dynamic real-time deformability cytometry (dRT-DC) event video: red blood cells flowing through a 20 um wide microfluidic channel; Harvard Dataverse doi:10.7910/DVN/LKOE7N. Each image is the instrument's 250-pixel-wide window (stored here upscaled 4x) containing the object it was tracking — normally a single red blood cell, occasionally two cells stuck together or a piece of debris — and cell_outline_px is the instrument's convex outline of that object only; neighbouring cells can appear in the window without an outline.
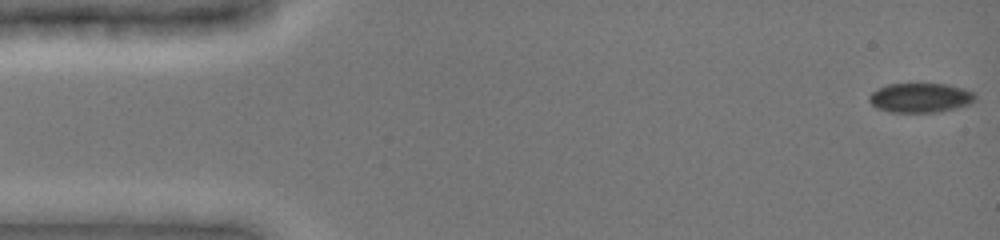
{"species": "common noctule bat (a hibernating species)", "species_latin": "Nyctalus noctula", "temperature_condition": "cold", "stored_images_in_passage": 48, "camera_frame_rate_fps": 3000, "um_per_image_px": 0.085, "animal": {"sex": "female", "body_mass_g": 19.0, "forearm_length_mm": 51.5}, "frame": {"image": 1, "passage_image": 1, "time_ms": 0.0, "image_size_px": [1000, 240], "cell_outline_px": [[976, 100], [968, 104], [956, 108], [940, 112], [892, 112], [876, 108], [868, 100], [868, 96], [872, 92], [888, 84], [948, 84], [964, 88], [976, 92]], "centroid_in_image_um": [78.27, 8.31], "position_along_channel_um": 6.7, "area_um2": 18.32}}
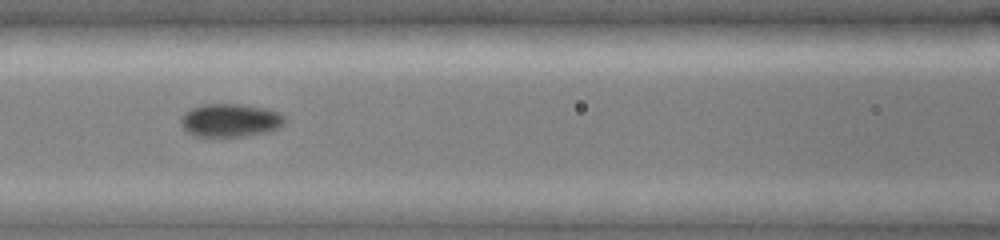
{"frame": {"image": 2, "passage_image": 21, "time_ms": 6.667, "image_size_px": [1000, 240], "cell_outline_px": [[288, 120], [284, 124], [276, 128], [264, 132], [244, 136], [196, 136], [188, 132], [180, 124], [180, 120], [184, 112], [200, 104], [240, 104], [264, 108], [280, 112]], "centroid_in_image_um": [19.57, 10.21], "position_along_channel_um": 147.0, "area_um2": 20.06}}
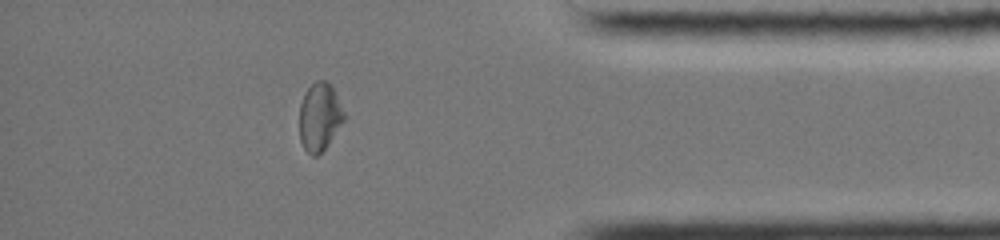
{"frame": {"image": 3, "passage_image": 42, "time_ms": 13.667, "image_size_px": [1000, 240], "cell_outline_px": [[344, 120], [328, 144], [316, 156], [312, 156], [304, 148], [300, 140], [300, 104], [304, 92], [316, 80], [324, 80], [332, 84], [344, 112]], "centroid_in_image_um": [27.16, 9.9], "position_along_channel_um": 408.0, "area_um2": 17.57}, "authors_computed_cell_mechanics": {"area_um2": 18.8717, "velocity_mm_per_s": 3.9612, "shape_relaxation_time_tau1_ms": null, "shape_relaxation_time_tau2_ms": 1.214, "deformation_change_tau1": null, "deformation_change_tau2": 0.0329}}